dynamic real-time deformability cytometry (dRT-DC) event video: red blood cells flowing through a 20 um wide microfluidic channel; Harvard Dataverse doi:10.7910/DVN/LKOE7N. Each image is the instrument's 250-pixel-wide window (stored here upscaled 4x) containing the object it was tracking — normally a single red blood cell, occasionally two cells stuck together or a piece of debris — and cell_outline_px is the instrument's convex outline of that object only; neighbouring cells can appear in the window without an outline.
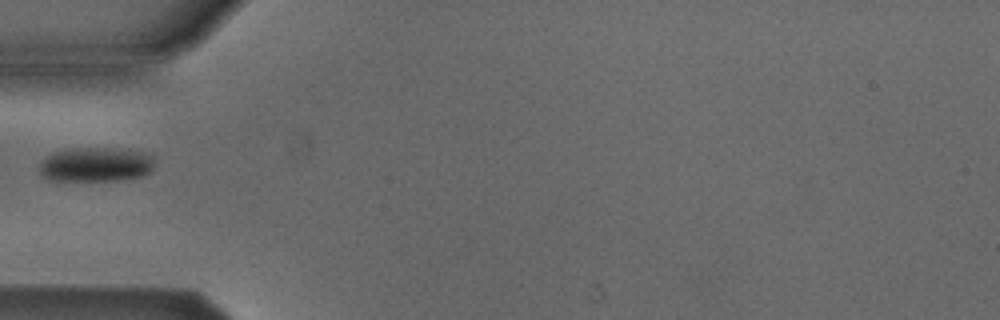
{"species": "Egyptian fruit bat (a non-hibernating species)", "species_latin": "Rousettus aegyptiacus", "temperature_condition": "cold", "stored_images_in_passage": 35, "camera_frame_rate_fps": 3000, "um_per_image_px": 0.085, "animal": {"sex": "male"}, "frame": {"image": 1, "passage_image": 1, "time_ms": 0.0, "image_size_px": [1000, 320], "cell_outline_px": [[152, 168], [148, 172], [140, 176], [116, 180], [48, 180], [40, 172], [40, 160], [52, 152], [64, 148], [128, 148], [152, 156]], "centroid_in_image_um": [8.07, 13.96], "position_along_channel_um": 76.9, "area_um2": 23.12}}
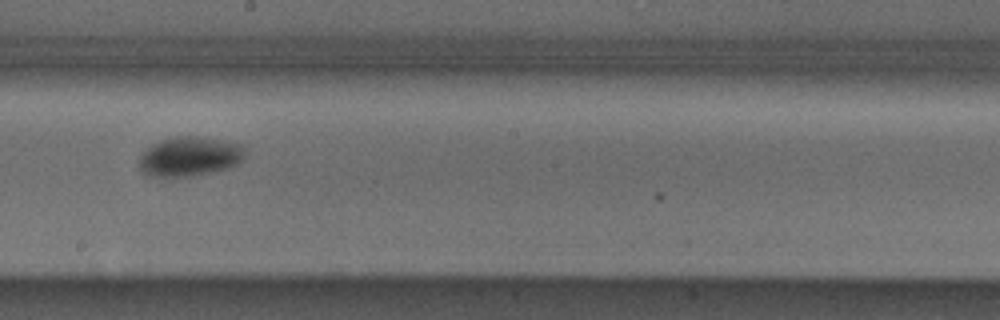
{"frame": {"image": 2, "passage_image": 13, "time_ms": 4.0, "image_size_px": [1000, 320], "cell_outline_px": [[244, 156], [236, 164], [228, 168], [192, 176], [144, 176], [140, 172], [140, 156], [152, 144], [160, 140], [180, 136], [196, 136], [220, 140], [240, 144], [244, 148]], "centroid_in_image_um": [16.08, 13.31], "position_along_channel_um": 232.1, "area_um2": 24.1}}
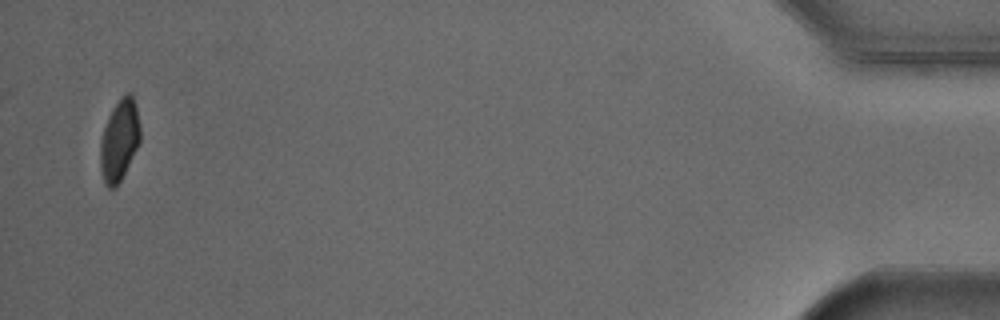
{"frame": {"image": 3, "passage_image": 35, "time_ms": 11.333, "image_size_px": [1000, 320], "cell_outline_px": [[140, 140], [120, 180], [112, 188], [108, 188], [104, 180], [100, 168], [100, 140], [108, 116], [112, 108], [120, 96], [124, 92], [132, 92], [136, 104], [140, 124]], "centroid_in_image_um": [10.15, 11.81], "position_along_channel_um": 425.1, "area_um2": 18.84}}